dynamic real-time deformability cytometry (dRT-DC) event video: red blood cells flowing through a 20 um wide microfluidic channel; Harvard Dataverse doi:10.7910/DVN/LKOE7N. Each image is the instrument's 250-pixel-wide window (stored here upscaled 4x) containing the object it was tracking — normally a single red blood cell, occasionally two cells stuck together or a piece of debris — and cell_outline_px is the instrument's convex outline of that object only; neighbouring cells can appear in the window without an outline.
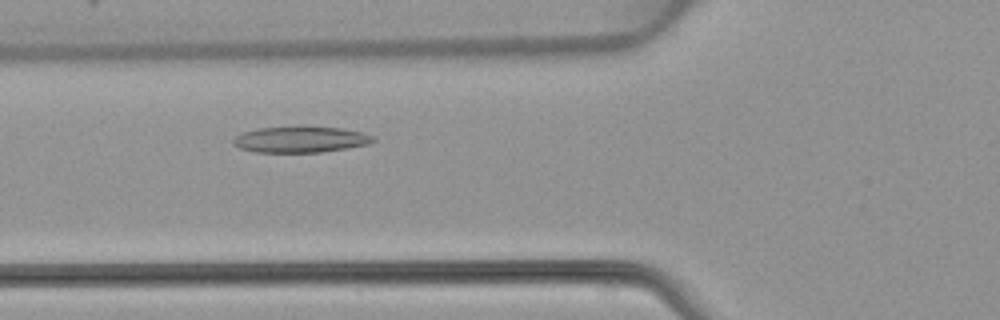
{"species": "common noctule bat (a hibernating species)", "species_latin": "Nyctalus noctula", "temperature_condition": "warm", "stored_images_in_passage": 4, "camera_frame_rate_fps": 3000, "um_per_image_px": 0.085, "animal": {"sex": "female", "body_mass_g": 22.7, "forearm_length_mm": 54.2}, "frame": {"image": 1, "passage_image": 4, "time_ms": 3.667, "image_size_px": [1000, 320], "cell_outline_px": [[376, 140], [368, 144], [348, 148], [320, 152], [252, 152], [240, 148], [232, 144], [232, 140], [236, 136], [244, 132], [256, 128], [340, 128], [360, 132], [376, 136]], "centroid_in_image_um": [25.54, 11.88], "position_along_channel_um": 100.3, "area_um2": 20.81}}